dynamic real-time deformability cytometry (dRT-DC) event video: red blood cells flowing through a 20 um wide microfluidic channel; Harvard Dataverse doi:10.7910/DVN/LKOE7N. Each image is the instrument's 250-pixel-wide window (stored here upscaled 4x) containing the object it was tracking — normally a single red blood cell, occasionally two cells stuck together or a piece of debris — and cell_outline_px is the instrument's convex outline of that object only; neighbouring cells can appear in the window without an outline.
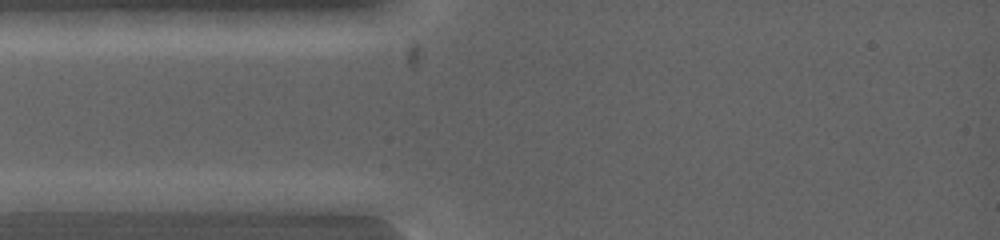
{"species": "common noctule bat (a hibernating species)", "species_latin": "Nyctalus noctula", "temperature_condition": "warm", "stored_images_in_passage": 3, "camera_frame_rate_fps": 5000, "um_per_image_px": 0.085, "animal": {"sex": "female", "body_mass_g": 19.0, "forearm_length_mm": 53.3}, "frame": {"image": 1, "passage_image": 2, "time_ms": 0.2, "image_size_px": [1000, 240], "cell_outline_px": [[132, 200], [124, 212], [20, 212], [12, 200], [16, 192], [124, 192]], "centroid_in_image_um": [6.09, 17.16], "position_along_channel_um": 78.9, "area_um2": 16.3}}